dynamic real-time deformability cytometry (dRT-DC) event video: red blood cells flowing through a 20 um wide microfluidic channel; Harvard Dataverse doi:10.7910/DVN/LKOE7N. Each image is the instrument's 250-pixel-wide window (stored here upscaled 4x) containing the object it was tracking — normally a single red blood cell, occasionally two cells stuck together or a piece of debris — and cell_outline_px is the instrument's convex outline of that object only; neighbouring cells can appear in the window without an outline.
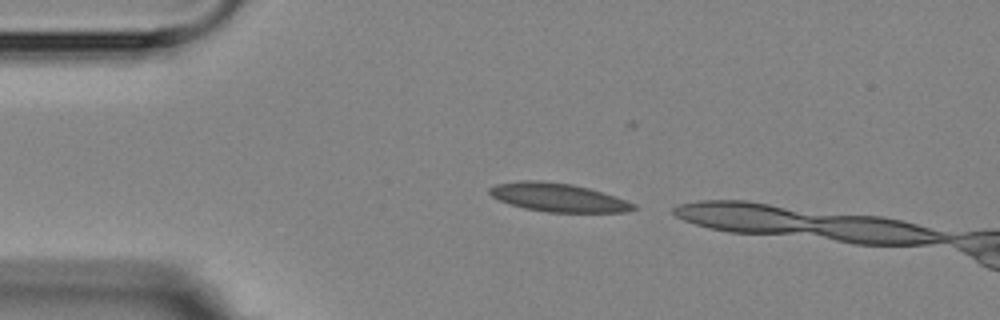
{"species": "Egyptian fruit bat (a non-hibernating species)", "species_latin": "Rousettus aegyptiacus", "temperature_condition": "room temperature", "stored_images_in_passage": 4, "camera_frame_rate_fps": 3000, "um_per_image_px": 0.085, "animal": {"sex": "female"}, "frame": {"image": 1, "passage_image": 2, "time_ms": 1.0, "image_size_px": [1000, 320], "cell_outline_px": [[636, 208], [628, 212], [548, 212], [524, 208], [500, 200], [492, 196], [488, 192], [488, 188], [496, 184], [520, 180], [540, 180], [572, 184], [588, 188], [636, 204]], "centroid_in_image_um": [47.4, 16.78], "position_along_channel_um": 37.6, "area_um2": 23.64}}